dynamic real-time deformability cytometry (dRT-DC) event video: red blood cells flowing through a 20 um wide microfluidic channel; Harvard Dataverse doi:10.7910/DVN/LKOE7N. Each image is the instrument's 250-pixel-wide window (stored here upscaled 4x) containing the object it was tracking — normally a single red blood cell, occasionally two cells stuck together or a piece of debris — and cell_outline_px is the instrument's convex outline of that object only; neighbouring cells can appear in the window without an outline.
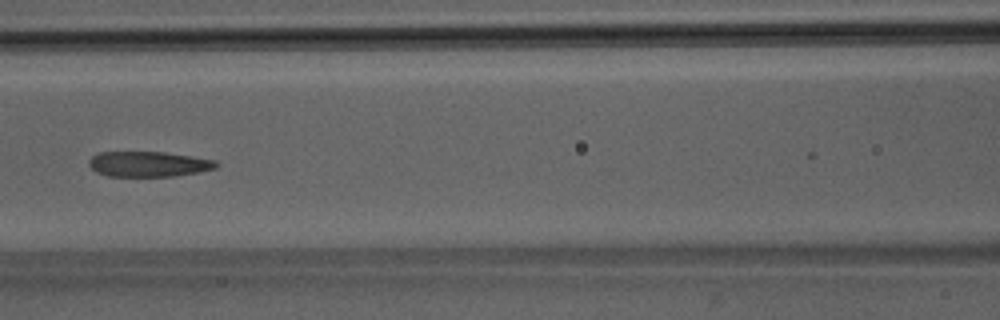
{"species": "Egyptian fruit bat (a non-hibernating species)", "species_latin": "Rousettus aegyptiacus", "temperature_condition": "room temperature", "stored_images_in_passage": 7, "camera_frame_rate_fps": 3000, "um_per_image_px": 0.085, "animal": {"sex": "male"}, "frame": {"image": 1, "passage_image": 7, "time_ms": 7.0, "image_size_px": [1000, 320], "cell_outline_px": [[220, 164], [216, 168], [200, 172], [176, 176], [108, 176], [96, 172], [88, 164], [88, 160], [92, 156], [100, 152], [164, 152], [216, 160]], "centroid_in_image_um": [12.64, 13.95], "position_along_channel_um": 154.0, "area_um2": 18.84}}